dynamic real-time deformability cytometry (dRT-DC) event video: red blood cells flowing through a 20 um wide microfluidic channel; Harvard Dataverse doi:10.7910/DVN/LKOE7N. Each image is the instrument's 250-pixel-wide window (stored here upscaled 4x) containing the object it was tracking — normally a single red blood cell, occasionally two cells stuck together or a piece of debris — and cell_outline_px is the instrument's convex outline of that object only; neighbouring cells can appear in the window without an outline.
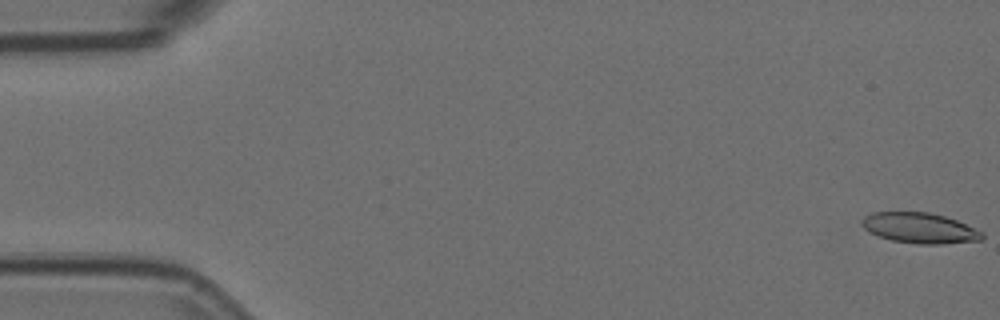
{"species": "Egyptian fruit bat (a non-hibernating species)", "species_latin": "Rousettus aegyptiacus", "temperature_condition": "room temperature", "stored_images_in_passage": 56, "camera_frame_rate_fps": 3000, "um_per_image_px": 0.085, "animal": {"sex": "female"}, "frame": {"image": 1, "passage_image": 1, "time_ms": 0.0, "image_size_px": [1000, 320], "cell_outline_px": [[984, 236], [980, 240], [944, 244], [916, 244], [892, 240], [868, 232], [860, 224], [860, 220], [864, 216], [872, 212], [928, 212], [944, 216], [956, 220], [984, 232]], "centroid_in_image_um": [78.15, 19.38], "position_along_channel_um": 6.8, "area_um2": 21.44}}
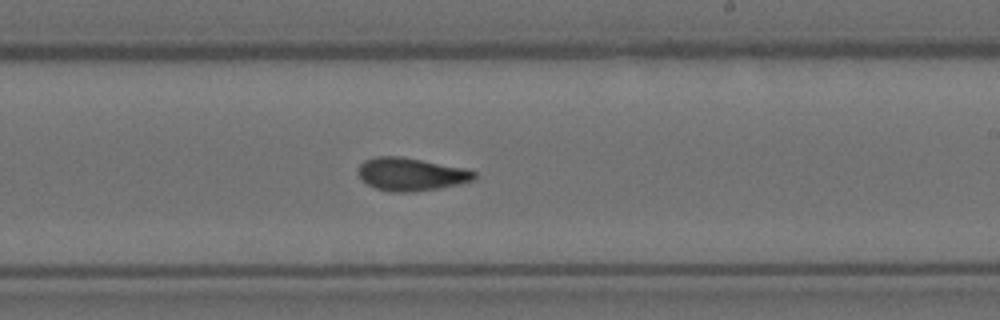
{"frame": {"image": 2, "passage_image": 33, "time_ms": 10.667, "image_size_px": [1000, 320], "cell_outline_px": [[476, 176], [472, 180], [460, 184], [436, 188], [408, 192], [388, 192], [376, 188], [368, 184], [360, 176], [360, 164], [364, 160], [376, 156], [400, 156], [464, 168], [476, 172]], "centroid_in_image_um": [34.93, 14.8], "position_along_channel_um": 254.1, "area_um2": 21.91}}
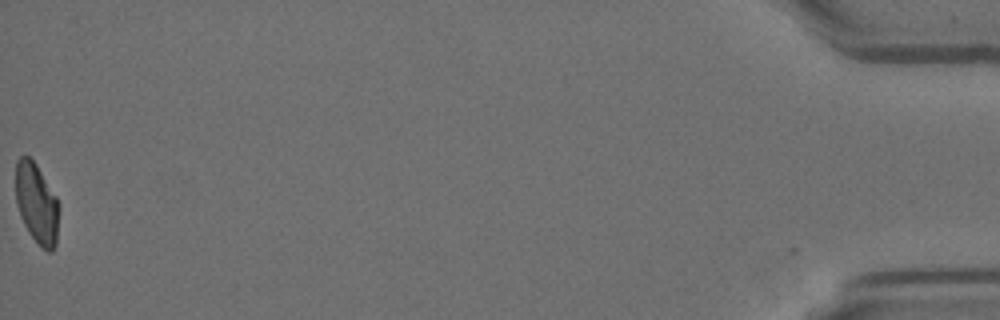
{"frame": {"image": 3, "passage_image": 56, "time_ms": 18.333, "image_size_px": [1000, 320], "cell_outline_px": [[60, 208], [56, 244], [52, 252], [48, 252], [28, 232], [20, 216], [16, 200], [16, 160], [20, 156], [28, 156], [36, 164], [56, 196], [60, 204]], "centroid_in_image_um": [3.14, 17.29], "position_along_channel_um": 432.1, "area_um2": 20.29}, "authors_computed_cell_mechanics": {"area_um2": 21.7617, "velocity_mm_per_s": 3.6726, "shape_relaxation_time_tau1_ms": null, "shape_relaxation_time_tau2_ms": 2.385, "deformation_change_tau1": null, "deformation_change_tau2": 0.0847}}